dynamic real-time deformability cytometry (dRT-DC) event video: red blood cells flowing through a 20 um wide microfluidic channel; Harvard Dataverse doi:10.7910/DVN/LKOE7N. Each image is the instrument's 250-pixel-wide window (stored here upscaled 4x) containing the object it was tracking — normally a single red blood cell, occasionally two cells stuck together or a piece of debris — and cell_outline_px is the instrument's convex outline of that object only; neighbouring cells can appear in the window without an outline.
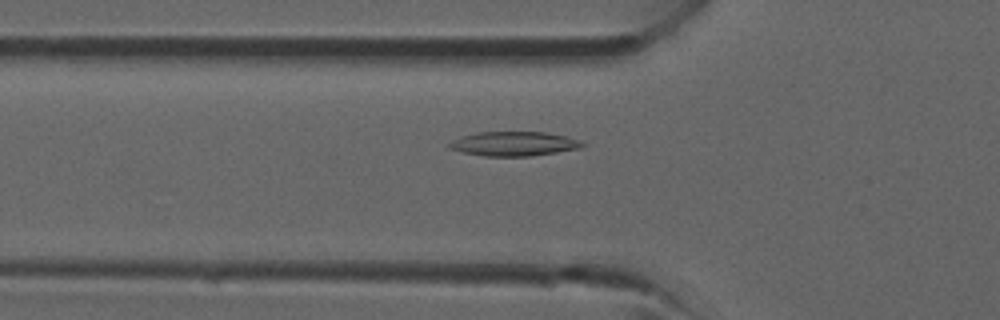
{"species": "common noctule bat (a hibernating species)", "species_latin": "Nyctalus noctula", "temperature_condition": "room temperature", "stored_images_in_passage": 41, "camera_frame_rate_fps": 3000, "um_per_image_px": 0.085, "animal": {"sex": "male", "forearm_length_mm": 52.5}, "frame": {"image": 1, "passage_image": 14, "time_ms": 4.333, "image_size_px": [1000, 320], "cell_outline_px": [[588, 144], [580, 148], [532, 156], [484, 156], [464, 152], [448, 148], [448, 144], [452, 140], [464, 136], [480, 132], [544, 132], [568, 136], [580, 140]], "centroid_in_image_um": [43.74, 12.22], "position_along_channel_um": 82.1, "area_um2": 18.84}}
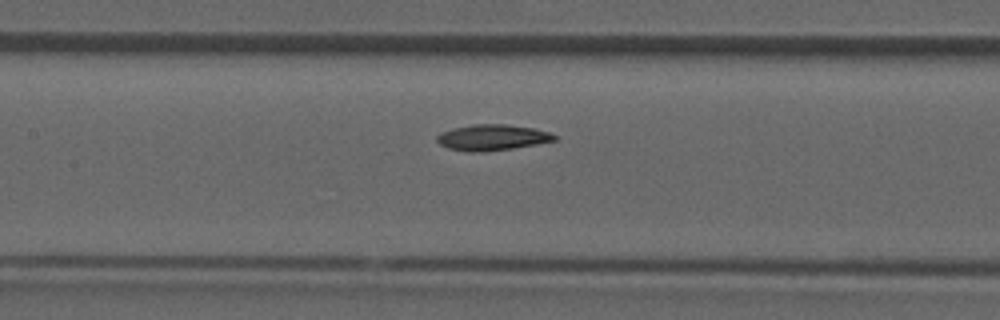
{"frame": {"image": 2, "passage_image": 19, "time_ms": 6.0, "image_size_px": [1000, 320], "cell_outline_px": [[556, 140], [536, 144], [512, 148], [480, 152], [468, 152], [448, 148], [440, 144], [436, 140], [436, 136], [440, 132], [452, 128], [472, 124], [504, 124], [536, 128], [548, 132], [556, 136]], "centroid_in_image_um": [41.8, 11.67], "position_along_channel_um": 165.6, "area_um2": 17.74}}
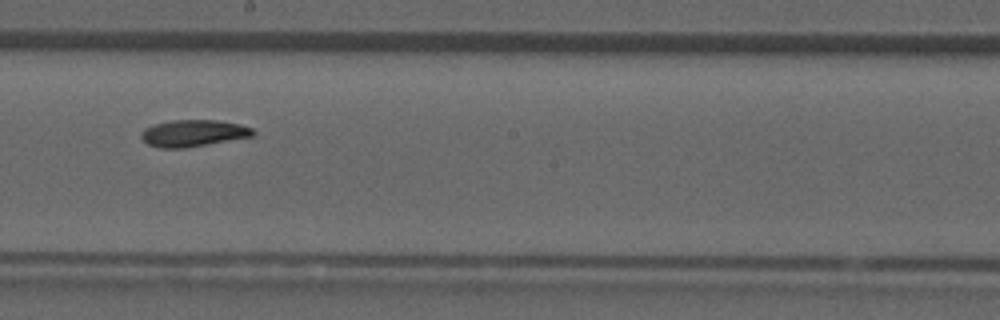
{"frame": {"image": 3, "passage_image": 23, "time_ms": 7.333, "image_size_px": [1000, 320], "cell_outline_px": [[256, 132], [252, 136], [184, 148], [160, 148], [148, 144], [140, 136], [140, 132], [144, 128], [156, 124], [172, 120], [216, 120], [240, 124], [252, 128]], "centroid_in_image_um": [16.41, 11.32], "position_along_channel_um": 231.8, "area_um2": 17.28}}